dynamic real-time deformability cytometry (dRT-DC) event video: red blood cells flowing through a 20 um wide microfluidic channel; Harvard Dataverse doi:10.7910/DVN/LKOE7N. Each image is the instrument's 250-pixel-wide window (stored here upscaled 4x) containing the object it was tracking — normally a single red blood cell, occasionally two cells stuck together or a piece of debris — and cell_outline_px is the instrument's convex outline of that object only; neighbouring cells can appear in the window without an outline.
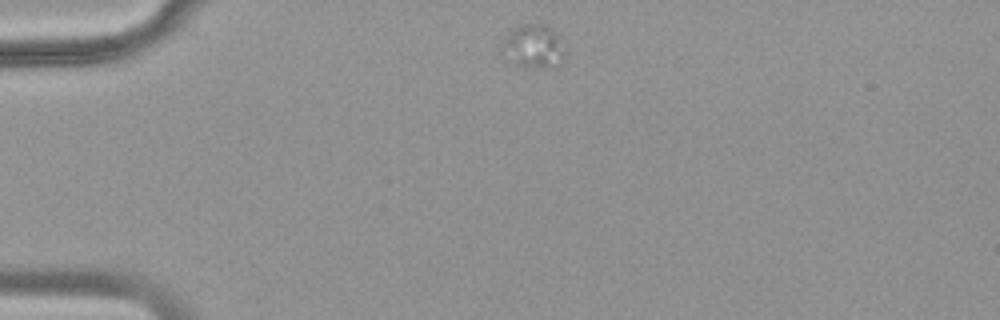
{"species": "common noctule bat (a hibernating species)", "species_latin": "Nyctalus noctula", "temperature_condition": "warm", "stored_images_in_passage": 9, "camera_frame_rate_fps": 3000, "um_per_image_px": 0.085, "animal": {"sex": "female", "body_mass_g": 18.4}, "frame": {"image": 1, "passage_image": 1, "time_ms": 0.0, "image_size_px": [1000, 320], "cell_outline_px": [[564, 56], [560, 64], [556, 68], [524, 68], [516, 64], [504, 40], [516, 28], [524, 24], [544, 24], [556, 36], [564, 52]], "centroid_in_image_um": [45.46, 3.99], "position_along_channel_um": 39.5, "area_um2": 14.62}}